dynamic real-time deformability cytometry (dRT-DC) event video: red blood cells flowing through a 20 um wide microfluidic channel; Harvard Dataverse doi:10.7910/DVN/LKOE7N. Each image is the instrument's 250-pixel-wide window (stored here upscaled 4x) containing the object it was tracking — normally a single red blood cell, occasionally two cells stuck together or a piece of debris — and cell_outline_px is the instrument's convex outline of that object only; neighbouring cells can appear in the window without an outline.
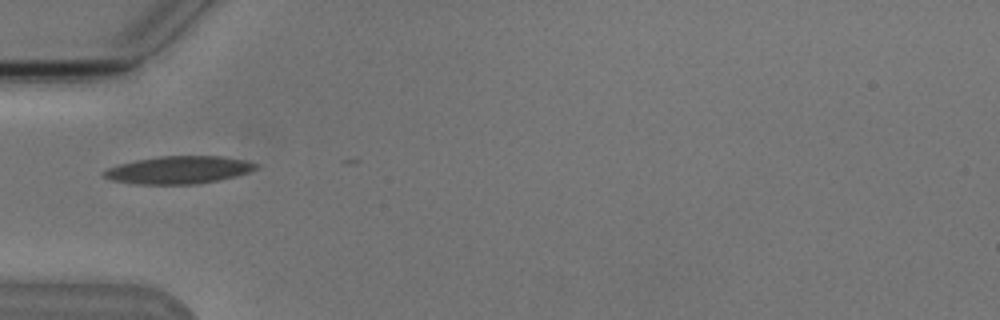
{"species": "Egyptian fruit bat (a non-hibernating species)", "species_latin": "Rousettus aegyptiacus", "temperature_condition": "cold", "stored_images_in_passage": 1, "camera_frame_rate_fps": 3000, "um_per_image_px": 0.085, "animal": {"sex": "male"}, "frame": {"image": 1, "passage_image": 1, "time_ms": 0.0, "image_size_px": [1000, 320], "cell_outline_px": [[260, 164], [256, 168], [248, 172], [236, 176], [196, 184], [136, 184], [108, 180], [100, 172], [108, 168], [120, 164], [136, 160], [160, 156], [220, 156], [248, 160]], "centroid_in_image_um": [15.18, 14.44], "position_along_channel_um": 69.8, "area_um2": 24.51}}